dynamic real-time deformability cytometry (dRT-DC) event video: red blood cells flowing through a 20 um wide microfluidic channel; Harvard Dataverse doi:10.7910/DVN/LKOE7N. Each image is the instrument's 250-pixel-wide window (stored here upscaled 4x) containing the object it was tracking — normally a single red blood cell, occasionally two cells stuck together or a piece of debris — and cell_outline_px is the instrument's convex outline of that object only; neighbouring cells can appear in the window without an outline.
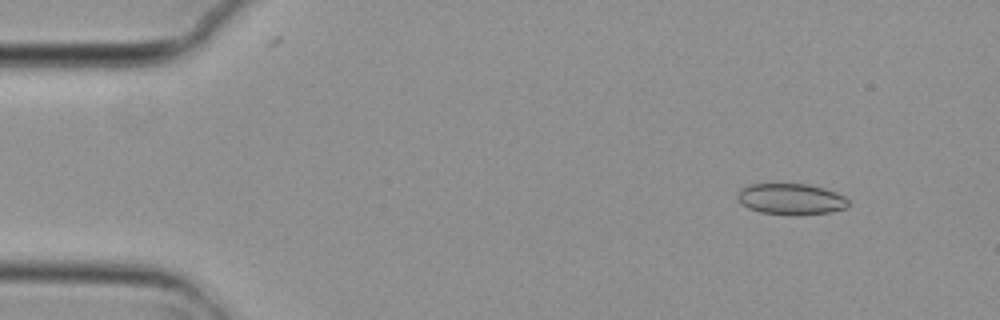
{"species": "common noctule bat (a hibernating species)", "species_latin": "Nyctalus noctula", "temperature_condition": "cold", "stored_images_in_passage": 7, "camera_frame_rate_fps": 3000, "um_per_image_px": 0.085, "animal": {"sex": "female", "body_mass_g": 29.2, "forearm_length_mm": 56.3}, "frame": {"image": 1, "passage_image": 1, "time_ms": 0.0, "image_size_px": [1000, 320], "cell_outline_px": [[848, 208], [832, 212], [760, 212], [748, 208], [736, 196], [736, 192], [740, 188], [752, 184], [808, 184], [824, 188], [836, 192], [844, 196], [848, 200]], "centroid_in_image_um": [67.24, 16.87], "position_along_channel_um": 17.8, "area_um2": 19.31}}
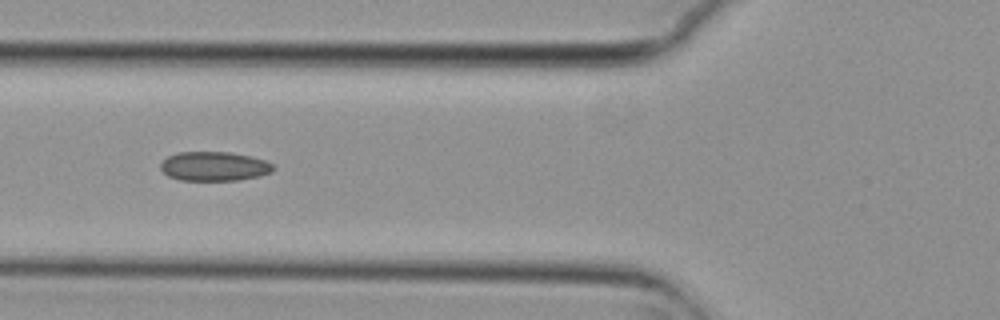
{"frame": {"image": 2, "passage_image": 5, "time_ms": 1.333, "image_size_px": [1000, 320], "cell_outline_px": [[276, 168], [272, 172], [260, 176], [240, 180], [180, 180], [168, 176], [160, 168], [160, 164], [168, 156], [180, 152], [228, 152], [252, 156], [264, 160], [272, 164]], "centroid_in_image_um": [18.23, 14.14], "position_along_channel_um": 107.6, "area_um2": 19.25}}
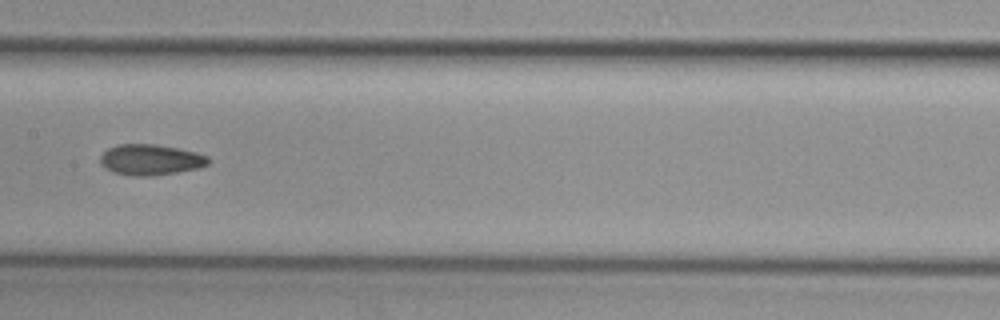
{"frame": {"image": 3, "passage_image": 7, "time_ms": 2.0, "image_size_px": [1000, 320], "cell_outline_px": [[212, 160], [208, 164], [200, 168], [152, 176], [132, 176], [112, 172], [104, 168], [100, 164], [100, 156], [108, 148], [120, 144], [156, 144], [196, 152], [208, 156]], "centroid_in_image_um": [12.8, 13.58], "position_along_channel_um": 194.6, "area_um2": 19.54}}